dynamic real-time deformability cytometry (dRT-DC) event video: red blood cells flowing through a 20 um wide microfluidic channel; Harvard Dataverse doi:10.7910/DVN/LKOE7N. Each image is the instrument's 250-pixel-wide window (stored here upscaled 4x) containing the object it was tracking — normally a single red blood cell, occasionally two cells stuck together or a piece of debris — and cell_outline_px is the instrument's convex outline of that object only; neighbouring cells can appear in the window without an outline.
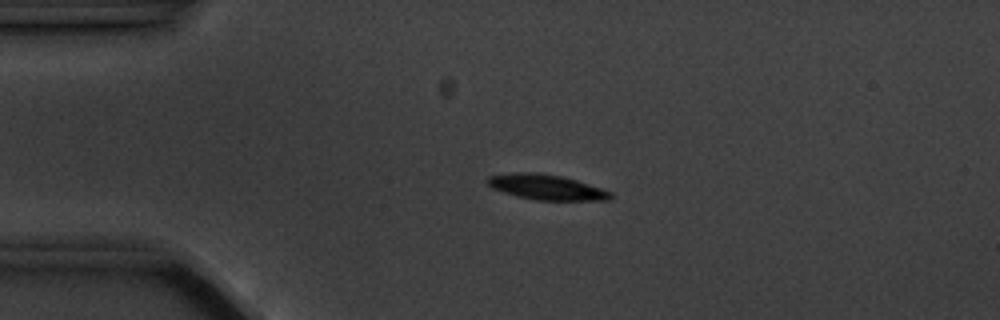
{"species": "common noctule bat (a hibernating species)", "species_latin": "Nyctalus noctula", "temperature_condition": "cold", "stored_images_in_passage": 6, "camera_frame_rate_fps": 3000, "um_per_image_px": 0.085, "animal": {"sex": "male", "body_mass_g": 20.1, "forearm_length_mm": 53.5}, "frame": {"image": 1, "passage_image": 4, "time_ms": 3.333, "image_size_px": [1000, 320], "cell_outline_px": [[612, 196], [608, 200], [536, 200], [516, 196], [492, 188], [488, 184], [488, 176], [516, 172], [536, 172], [560, 176], [576, 180], [612, 192]], "centroid_in_image_um": [46.43, 15.91], "position_along_channel_um": 38.6, "area_um2": 17.86}}